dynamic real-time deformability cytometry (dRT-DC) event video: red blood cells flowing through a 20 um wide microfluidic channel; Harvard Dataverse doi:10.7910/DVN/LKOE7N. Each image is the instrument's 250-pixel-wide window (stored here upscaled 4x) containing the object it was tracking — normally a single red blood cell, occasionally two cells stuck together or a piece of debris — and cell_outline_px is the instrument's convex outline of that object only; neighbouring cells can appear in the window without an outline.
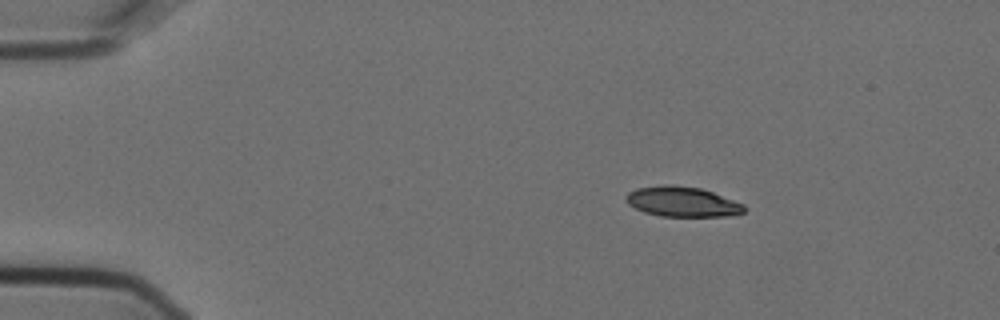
{"species": "Egyptian fruit bat (a non-hibernating species)", "species_latin": "Rousettus aegyptiacus", "temperature_condition": "cold", "stored_images_in_passage": 4, "camera_frame_rate_fps": 3000, "um_per_image_px": 0.085, "animal": {"sex": "female"}, "frame": {"image": 1, "passage_image": 1, "time_ms": 0.0, "image_size_px": [1000, 320], "cell_outline_px": [[744, 212], [732, 216], [660, 216], [644, 212], [628, 204], [628, 192], [636, 188], [668, 184], [672, 184], [700, 188], [712, 192], [744, 204]], "centroid_in_image_um": [58.01, 17.14], "position_along_channel_um": 27.0, "area_um2": 20.52}}